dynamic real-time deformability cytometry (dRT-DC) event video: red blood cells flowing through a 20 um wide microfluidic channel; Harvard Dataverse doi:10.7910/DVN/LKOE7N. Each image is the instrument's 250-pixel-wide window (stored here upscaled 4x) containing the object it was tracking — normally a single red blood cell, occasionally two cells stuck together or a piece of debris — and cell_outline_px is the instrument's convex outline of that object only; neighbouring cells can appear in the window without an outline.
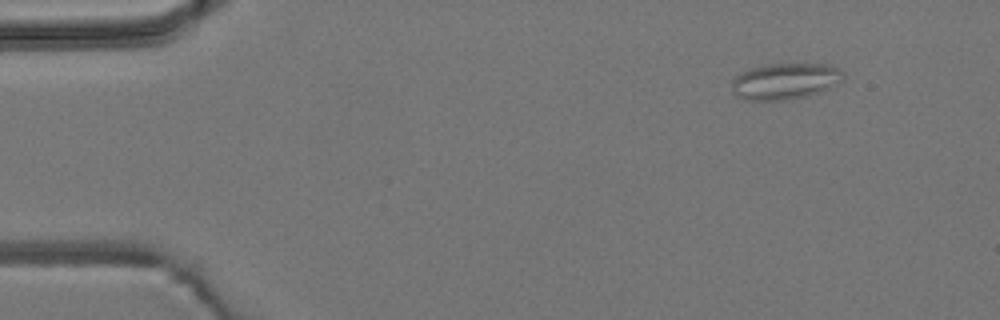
{"species": "common noctule bat (a hibernating species)", "species_latin": "Nyctalus noctula", "temperature_condition": "room temperature", "stored_images_in_passage": 4, "camera_frame_rate_fps": 3000, "um_per_image_px": 0.085, "animal": {"sex": "male", "body_mass_g": 19.2, "forearm_length_mm": 51.8}, "frame": {"image": 1, "passage_image": 1, "time_ms": 0.0, "image_size_px": [1000, 320], "cell_outline_px": [[844, 76], [840, 80], [828, 88], [808, 96], [788, 100], [748, 100], [736, 96], [732, 92], [732, 80], [740, 72], [748, 68], [764, 64], [832, 64], [840, 68], [844, 72]], "centroid_in_image_um": [66.7, 6.89], "position_along_channel_um": 18.3, "area_um2": 23.76}}
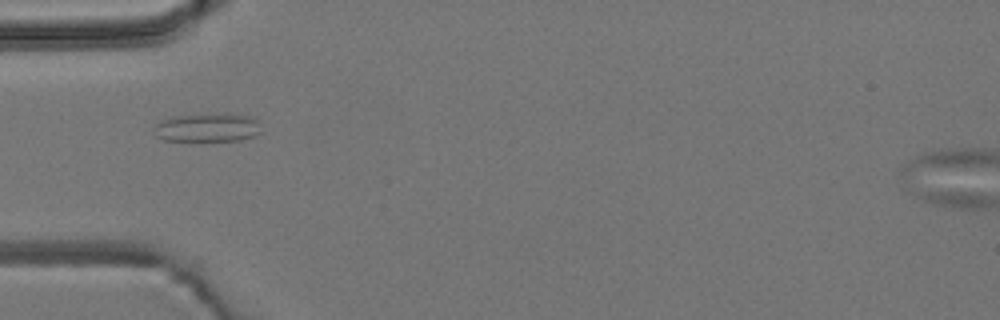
{"frame": {"image": 2, "passage_image": 4, "time_ms": 3.667, "image_size_px": [1000, 320], "cell_outline_px": [[260, 132], [252, 136], [240, 140], [164, 140], [156, 136], [152, 132], [152, 128], [160, 120], [172, 116], [224, 112], [228, 112], [252, 116], [260, 120]], "centroid_in_image_um": [17.64, 10.8], "position_along_channel_um": 67.4, "area_um2": 18.38}}